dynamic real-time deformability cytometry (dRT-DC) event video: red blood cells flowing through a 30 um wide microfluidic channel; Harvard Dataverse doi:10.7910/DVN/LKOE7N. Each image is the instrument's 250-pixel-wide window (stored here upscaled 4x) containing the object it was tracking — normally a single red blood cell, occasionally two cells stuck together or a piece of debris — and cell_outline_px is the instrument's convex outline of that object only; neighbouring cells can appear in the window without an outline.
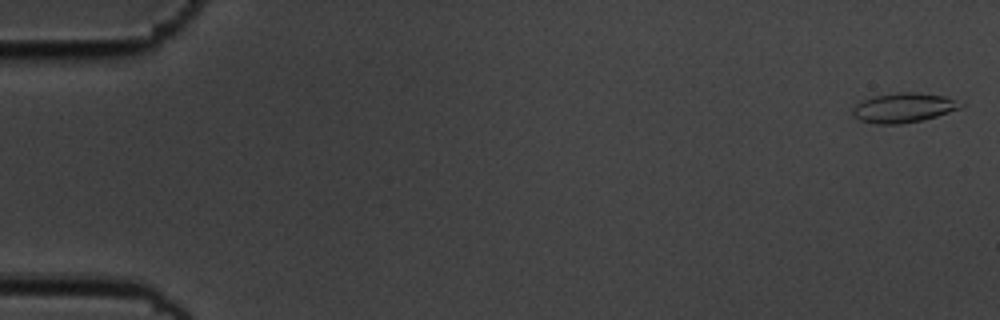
{"species": "common noctule bat (a hibernating species)", "species_latin": "Nyctalus noctula", "temperature_condition": "cold", "stored_images_in_passage": 50, "camera_frame_rate_fps": 3000, "um_per_image_px": 0.085, "animal": {"sex": "male", "body_mass_g": 19.5, "forearm_length_mm": 54.6}, "frame": {"image": 1, "passage_image": 1, "time_ms": 0.0, "image_size_px": [1000, 320], "cell_outline_px": [[964, 104], [960, 108], [936, 116], [920, 120], [900, 124], [876, 124], [860, 120], [852, 112], [852, 108], [856, 104], [872, 96], [896, 92], [916, 92], [948, 96]], "centroid_in_image_um": [76.81, 9.14], "position_along_channel_um": 8.2, "area_um2": 18.55}}
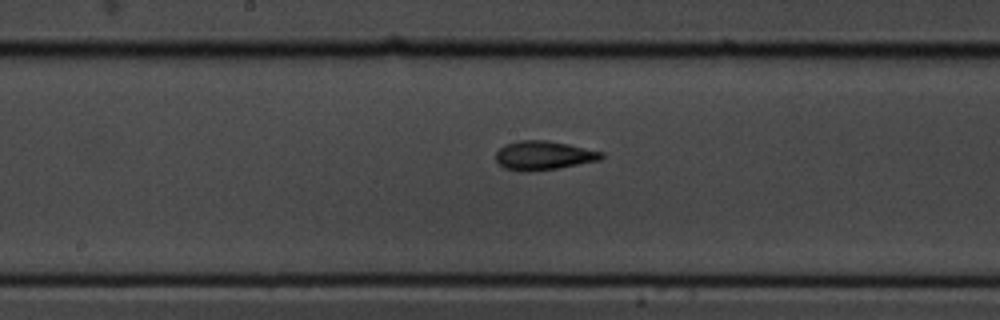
{"frame": {"image": 2, "passage_image": 29, "time_ms": 9.333, "image_size_px": [1000, 320], "cell_outline_px": [[604, 156], [600, 160], [560, 168], [504, 168], [496, 160], [496, 152], [504, 144], [516, 140], [548, 140], [568, 144], [604, 152]], "centroid_in_image_um": [46.26, 13.15], "position_along_channel_um": 201.9, "area_um2": 17.17}}
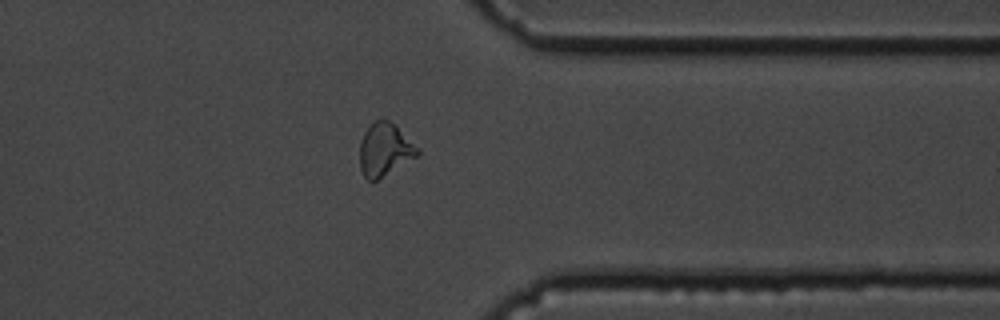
{"frame": {"image": 3, "passage_image": 44, "time_ms": 14.333, "image_size_px": [1000, 320], "cell_outline_px": [[420, 152], [416, 156], [376, 180], [368, 180], [364, 176], [360, 168], [360, 140], [368, 124], [384, 116], [396, 124], [420, 148]], "centroid_in_image_um": [32.7, 12.64], "position_along_channel_um": 378.7, "area_um2": 18.03}}